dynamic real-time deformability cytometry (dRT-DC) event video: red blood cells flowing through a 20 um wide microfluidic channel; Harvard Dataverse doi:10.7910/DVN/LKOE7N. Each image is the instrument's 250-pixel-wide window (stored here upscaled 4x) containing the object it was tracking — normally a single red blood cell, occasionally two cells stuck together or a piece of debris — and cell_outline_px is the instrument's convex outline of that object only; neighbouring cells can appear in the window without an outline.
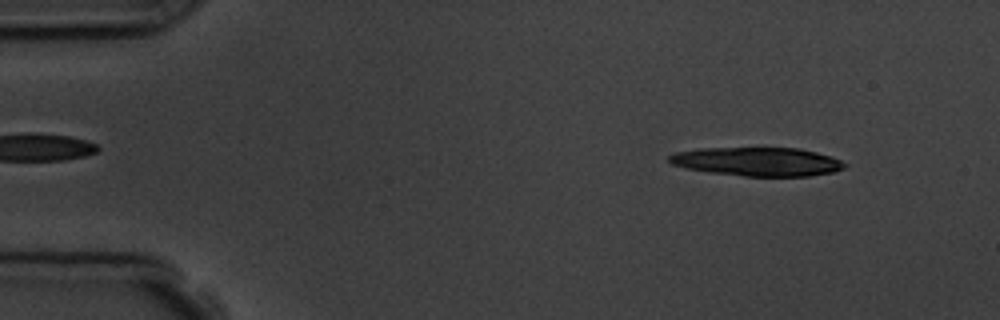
{"species": "common noctule bat (a hibernating species)", "species_latin": "Nyctalus noctula", "temperature_condition": "room temperature", "stored_images_in_passage": 6, "camera_frame_rate_fps": 3000, "um_per_image_px": 0.085, "animal": {"sex": "male", "body_mass_g": 19.5, "forearm_length_mm": 54.6}, "frame": {"image": 1, "passage_image": 2, "time_ms": 1.0, "image_size_px": [1000, 320], "cell_outline_px": [[848, 164], [844, 168], [836, 172], [808, 176], [744, 176], [708, 172], [688, 168], [672, 164], [668, 160], [668, 156], [676, 152], [696, 148], [800, 148], [832, 156]], "centroid_in_image_um": [64.42, 13.74], "position_along_channel_um": 20.6, "area_um2": 29.48}}
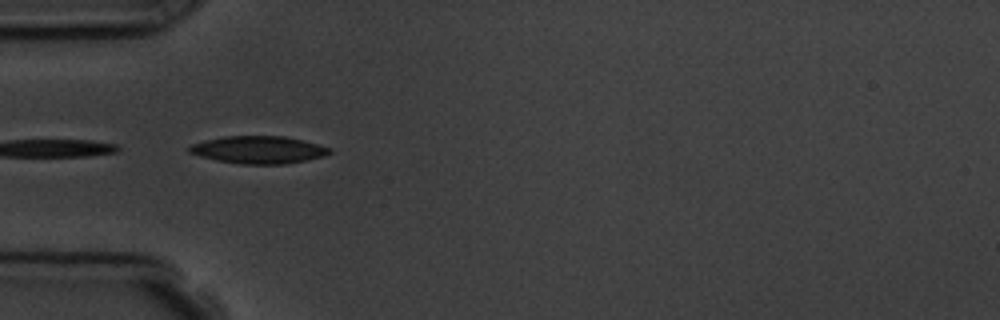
{"frame": {"image": 2, "passage_image": 5, "time_ms": 4.667, "image_size_px": [1000, 320], "cell_outline_px": [[332, 152], [324, 156], [284, 164], [240, 164], [216, 160], [200, 156], [188, 152], [188, 148], [192, 144], [204, 140], [224, 136], [284, 136], [332, 148]], "centroid_in_image_um": [21.94, 12.73], "position_along_channel_um": 63.1, "area_um2": 22.31}}